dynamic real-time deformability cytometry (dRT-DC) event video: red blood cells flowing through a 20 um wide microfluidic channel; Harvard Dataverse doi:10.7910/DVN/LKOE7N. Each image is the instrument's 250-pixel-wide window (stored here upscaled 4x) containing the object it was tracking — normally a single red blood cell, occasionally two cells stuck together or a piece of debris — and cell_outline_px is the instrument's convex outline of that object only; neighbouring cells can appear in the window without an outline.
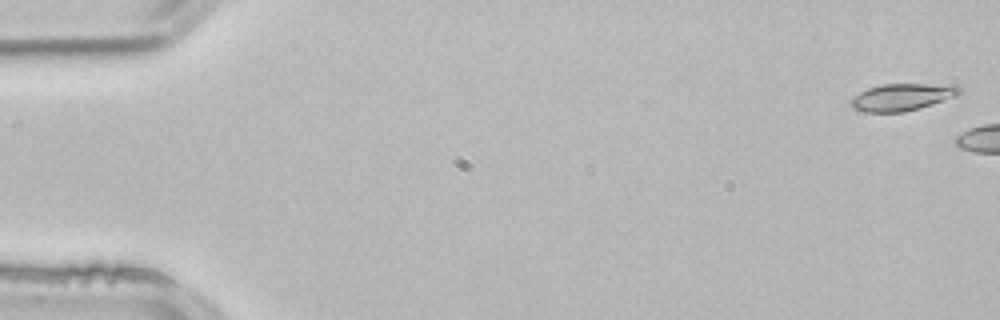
{"species": "common noctule bat (a hibernating species)", "species_latin": "Nyctalus noctula", "temperature_condition": "room temperature", "stored_images_in_passage": 3, "segment_of_instrument_passage": [2, 2], "camera_frame_rate_fps": 3000, "um_per_image_px": 0.085, "animal": {"sex": "male", "body_mass_g": 21.5, "forearm_length_mm": 52.0}, "frame": {"image": 1, "passage_image": 3, "time_ms": 0.667, "image_size_px": [1000, 320], "cell_outline_px": [[960, 92], [956, 96], [944, 100], [904, 112], [868, 112], [852, 108], [848, 100], [852, 96], [868, 88], [884, 84], [956, 84], [960, 88]], "centroid_in_image_um": [76.64, 8.24], "position_along_channel_um": 8.4, "area_um2": 17.11}}